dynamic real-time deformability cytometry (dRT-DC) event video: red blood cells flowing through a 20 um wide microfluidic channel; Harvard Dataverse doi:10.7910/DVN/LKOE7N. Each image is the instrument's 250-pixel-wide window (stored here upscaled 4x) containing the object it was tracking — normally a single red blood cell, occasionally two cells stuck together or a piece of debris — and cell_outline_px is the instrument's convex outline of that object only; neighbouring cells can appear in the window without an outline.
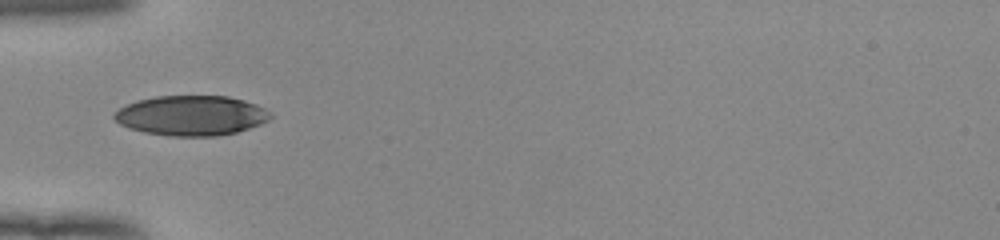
{"species": "human", "species_latin": "Homo sapiens", "temperature_condition": "room temperature", "stored_images_in_passage": 35, "camera_frame_rate_fps": 3000, "um_per_image_px": 0.085, "donor": {"sex": "female"}, "frame": {"image": 1, "passage_image": 1, "time_ms": 0.0, "image_size_px": [1000, 240], "cell_outline_px": [[272, 116], [268, 120], [260, 124], [236, 132], [216, 136], [172, 136], [144, 132], [128, 128], [120, 124], [112, 116], [120, 108], [136, 100], [156, 96], [228, 96], [244, 100], [256, 104], [264, 108]], "centroid_in_image_um": [16.25, 9.82], "position_along_channel_um": 68.8, "area_um2": 36.24}}
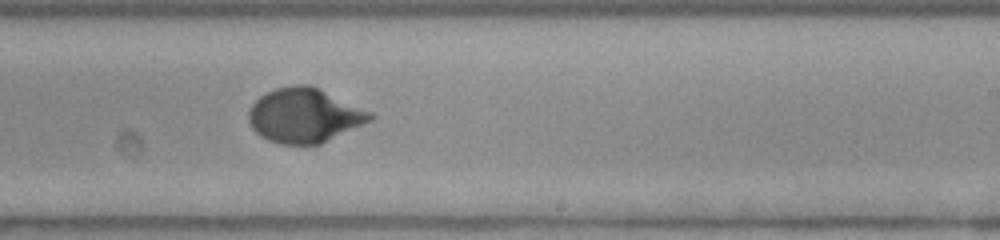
{"frame": {"image": 2, "passage_image": 16, "time_ms": 5.0, "image_size_px": [1000, 240], "cell_outline_px": [[376, 116], [372, 120], [320, 144], [280, 144], [268, 140], [260, 136], [252, 128], [248, 120], [248, 112], [252, 104], [260, 96], [276, 88], [296, 84], [308, 84], [320, 88], [372, 112]], "centroid_in_image_um": [25.88, 9.8], "position_along_channel_um": 263.1, "area_um2": 38.55}}
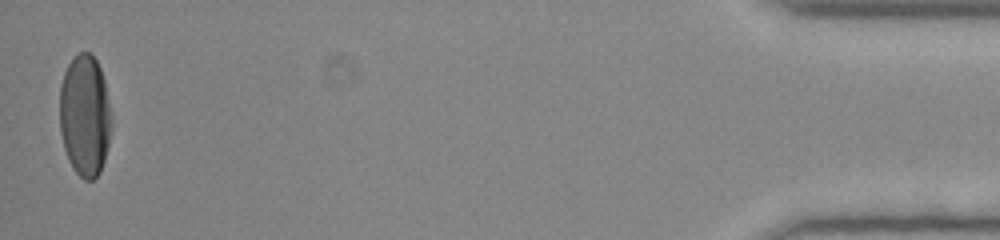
{"frame": {"image": 3, "passage_image": 35, "time_ms": 11.333, "image_size_px": [1000, 240], "cell_outline_px": [[112, 128], [104, 160], [100, 172], [92, 180], [84, 180], [72, 168], [68, 160], [64, 148], [60, 132], [60, 84], [64, 72], [68, 64], [80, 52], [88, 52], [96, 60], [100, 68], [104, 80], [112, 116]], "centroid_in_image_um": [7.21, 9.84], "position_along_channel_um": 428.0, "area_um2": 36.88}, "authors_computed_cell_mechanics": {"area_um2": 37.281, "velocity_mm_per_s": 3.9069, "shape_relaxation_time_tau1_ms": 3.4169, "shape_relaxation_time_tau2_ms": null, "deformation_change_tau1": 0.2021, "deformation_change_tau2": null}}